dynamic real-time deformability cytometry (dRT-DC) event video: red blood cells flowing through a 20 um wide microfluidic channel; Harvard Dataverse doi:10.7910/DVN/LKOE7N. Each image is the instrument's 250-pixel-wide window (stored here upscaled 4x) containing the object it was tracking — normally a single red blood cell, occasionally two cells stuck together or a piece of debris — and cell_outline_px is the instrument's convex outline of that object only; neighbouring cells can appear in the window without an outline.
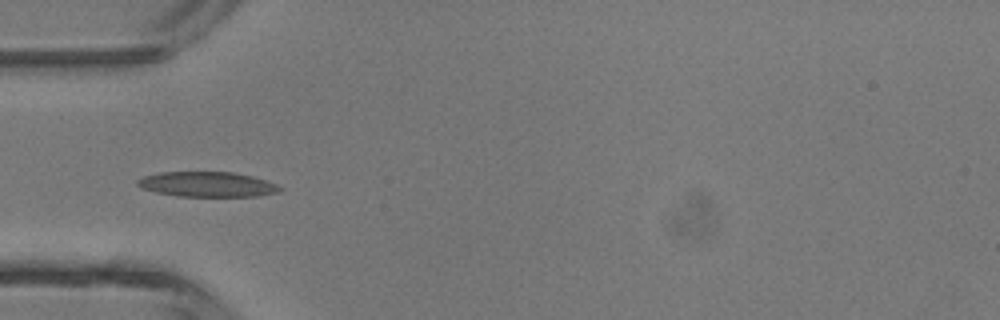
{"species": "common noctule bat (a hibernating species)", "species_latin": "Nyctalus noctula", "temperature_condition": "room temperature", "stored_images_in_passage": 1, "camera_frame_rate_fps": 3000, "um_per_image_px": 0.085, "animal": {"sex": "male", "body_mass_g": 13.3}, "frame": {"image": 1, "passage_image": 1, "time_ms": 0.0, "image_size_px": [1000, 320], "cell_outline_px": [[284, 188], [280, 192], [256, 196], [176, 196], [156, 192], [140, 188], [136, 184], [136, 180], [144, 176], [160, 172], [232, 172], [252, 176], [276, 184]], "centroid_in_image_um": [17.6, 15.67], "position_along_channel_um": 67.4, "area_um2": 20.81}}